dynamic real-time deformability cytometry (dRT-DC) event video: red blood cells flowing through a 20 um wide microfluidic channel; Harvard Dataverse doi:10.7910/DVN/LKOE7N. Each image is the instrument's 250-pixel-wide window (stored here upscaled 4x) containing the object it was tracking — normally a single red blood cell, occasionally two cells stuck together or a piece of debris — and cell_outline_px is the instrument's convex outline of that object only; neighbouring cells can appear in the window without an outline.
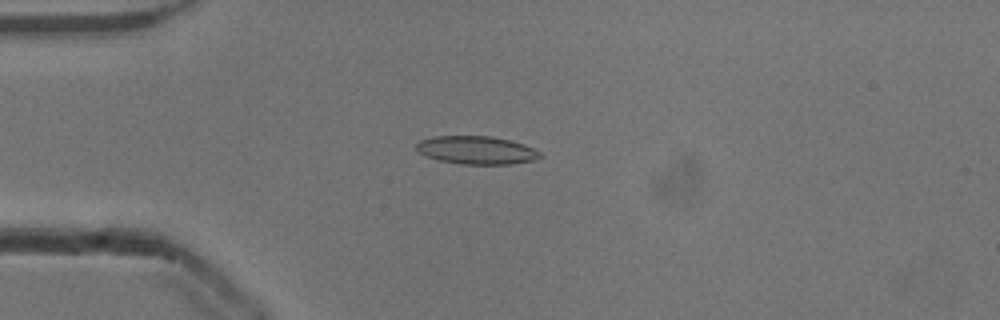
{"species": "common noctule bat (a hibernating species)", "species_latin": "Nyctalus noctula", "temperature_condition": "cold", "stored_images_in_passage": 41, "camera_frame_rate_fps": 3000, "um_per_image_px": 0.085, "animal": {"sex": "male", "body_mass_g": 13.3}, "frame": {"image": 1, "passage_image": 2, "time_ms": 0.333, "image_size_px": [1000, 320], "cell_outline_px": [[544, 156], [532, 160], [508, 164], [460, 164], [440, 160], [428, 156], [420, 152], [416, 148], [416, 144], [420, 140], [432, 136], [492, 136], [524, 144], [540, 152]], "centroid_in_image_um": [40.5, 12.75], "position_along_channel_um": 44.5, "area_um2": 20.06}}
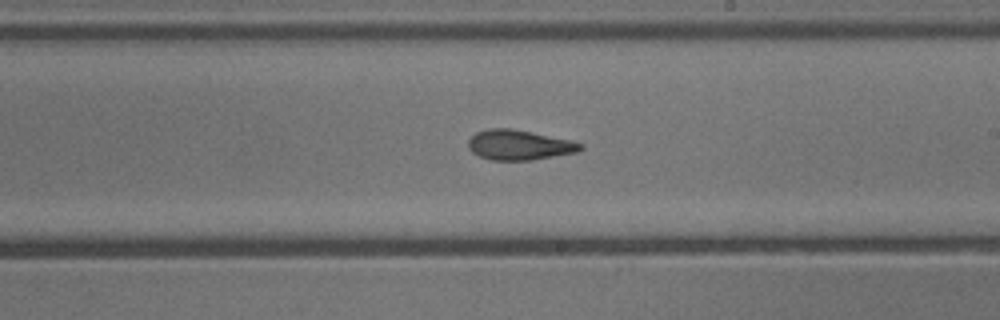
{"frame": {"image": 2, "passage_image": 19, "time_ms": 6.0, "image_size_px": [1000, 320], "cell_outline_px": [[584, 148], [576, 152], [532, 160], [492, 160], [480, 156], [472, 152], [468, 148], [468, 140], [476, 132], [488, 128], [512, 128], [572, 140], [584, 144]], "centroid_in_image_um": [44.14, 12.31], "position_along_channel_um": 244.9, "area_um2": 19.71}}
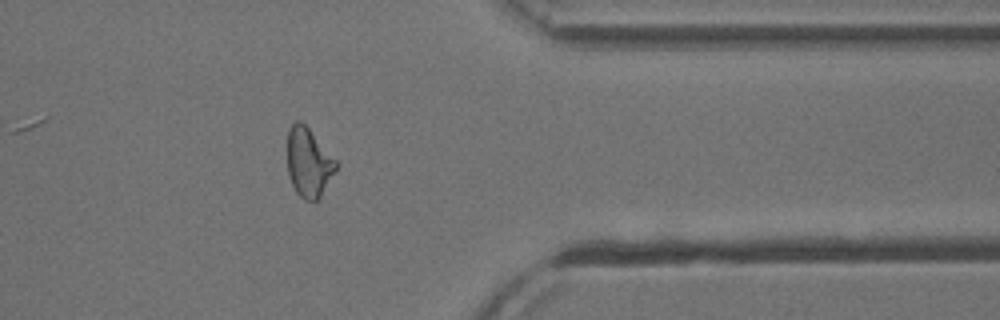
{"frame": {"image": 3, "passage_image": 31, "time_ms": 10.0, "image_size_px": [1000, 320], "cell_outline_px": [[340, 164], [320, 196], [316, 200], [304, 200], [296, 192], [292, 184], [288, 172], [288, 128], [296, 120], [300, 120], [308, 128]], "centroid_in_image_um": [26.24, 13.8], "position_along_channel_um": 385.2, "area_um2": 19.42}, "authors_computed_cell_mechanics": {"area_um2": 19.7676, "velocity_mm_per_s": 3.8756, "shape_relaxation_time_tau1_ms": 5.7188, "shape_relaxation_time_tau2_ms": 2.5535, "deformation_change_tau1": 0.1814, "deformation_change_tau2": 0.1188}}